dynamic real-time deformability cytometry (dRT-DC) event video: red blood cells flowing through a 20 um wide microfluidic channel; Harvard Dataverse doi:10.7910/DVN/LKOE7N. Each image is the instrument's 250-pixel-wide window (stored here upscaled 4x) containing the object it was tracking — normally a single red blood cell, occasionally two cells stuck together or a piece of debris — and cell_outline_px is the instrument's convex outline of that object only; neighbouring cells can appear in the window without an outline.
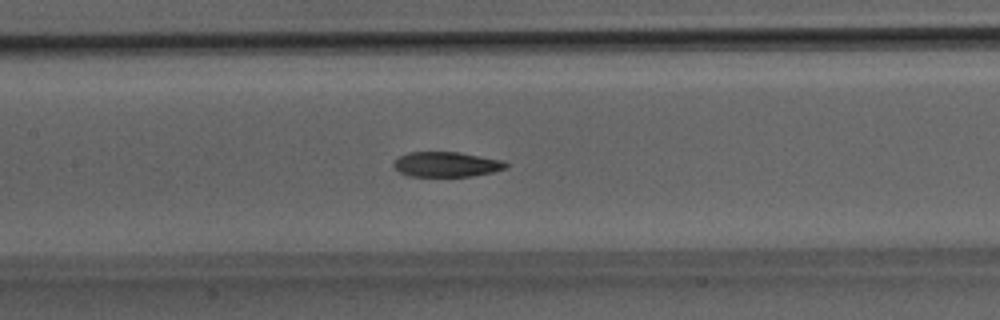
{"species": "Egyptian fruit bat (a non-hibernating species)", "species_latin": "Rousettus aegyptiacus", "temperature_condition": "room temperature", "stored_images_in_passage": 27, "camera_frame_rate_fps": 3000, "um_per_image_px": 0.085, "animal": {"sex": "male"}, "frame": {"image": 1, "passage_image": 8, "time_ms": 2.333, "image_size_px": [1000, 320], "cell_outline_px": [[508, 168], [492, 172], [472, 176], [408, 176], [400, 172], [392, 164], [400, 156], [408, 152], [460, 152], [504, 160], [508, 164]], "centroid_in_image_um": [37.99, 13.96], "position_along_channel_um": 169.4, "area_um2": 16.42}}
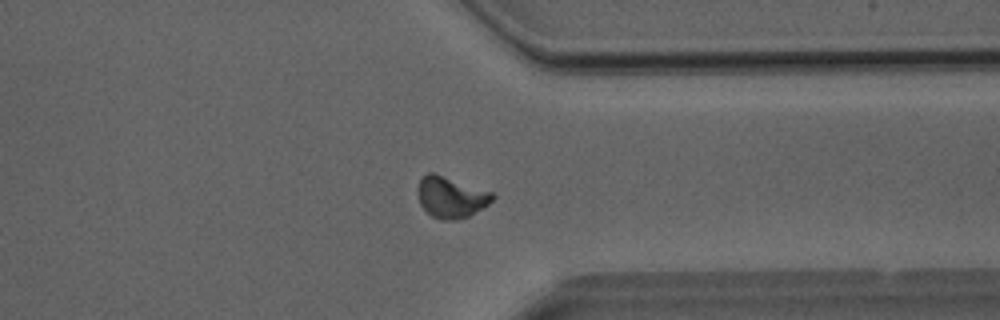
{"frame": {"image": 2, "passage_image": 19, "time_ms": 6.0, "image_size_px": [1000, 320], "cell_outline_px": [[496, 196], [484, 208], [468, 216], [456, 220], [440, 220], [432, 216], [420, 204], [416, 188], [420, 180], [428, 172], [432, 172], [492, 192]], "centroid_in_image_um": [38.32, 16.77], "position_along_channel_um": 373.1, "area_um2": 17.86}}
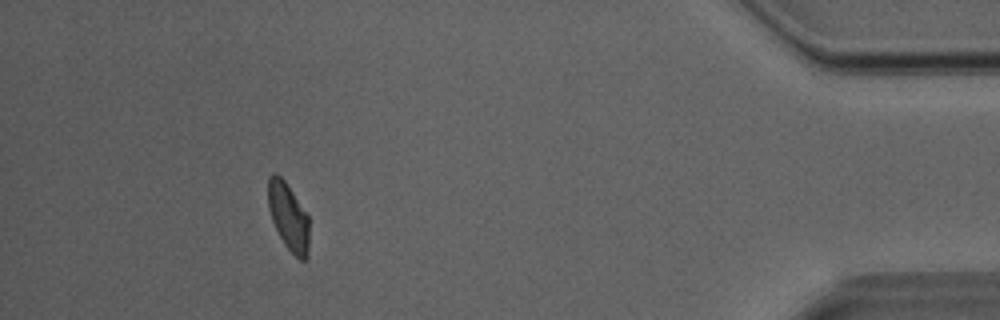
{"frame": {"image": 3, "passage_image": 24, "time_ms": 7.667, "image_size_px": [1000, 320], "cell_outline_px": [[308, 256], [304, 260], [300, 260], [284, 244], [272, 220], [268, 208], [268, 176], [272, 172], [276, 172], [284, 180], [308, 212]], "centroid_in_image_um": [24.51, 18.37], "position_along_channel_um": 410.7, "area_um2": 16.24}}